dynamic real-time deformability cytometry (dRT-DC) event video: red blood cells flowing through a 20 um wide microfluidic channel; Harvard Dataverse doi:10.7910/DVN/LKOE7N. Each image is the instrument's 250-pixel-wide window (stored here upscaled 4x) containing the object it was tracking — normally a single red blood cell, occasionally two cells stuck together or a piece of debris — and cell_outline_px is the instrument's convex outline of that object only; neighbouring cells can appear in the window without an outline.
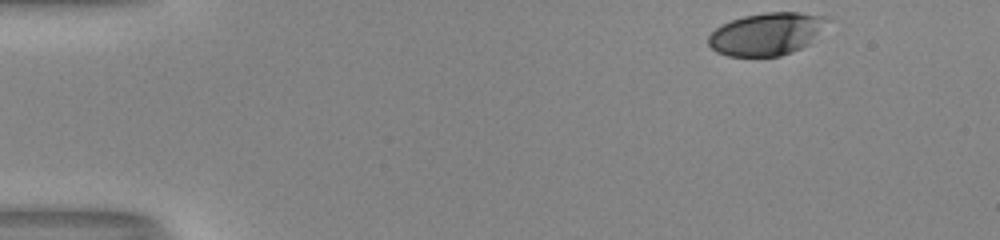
{"species": "human", "species_latin": "Homo sapiens", "temperature_condition": "room temperature", "stored_images_in_passage": 42, "camera_frame_rate_fps": 3000, "um_per_image_px": 0.085, "donor": {"sex": "male"}, "frame": {"image": 1, "passage_image": 1, "time_ms": 0.0, "image_size_px": [1000, 240], "cell_outline_px": [[828, 20], [808, 44], [792, 52], [780, 56], [728, 56], [716, 52], [708, 44], [708, 36], [716, 28], [732, 20], [744, 16], [764, 12], [800, 12], [828, 16]], "centroid_in_image_um": [65.13, 2.88], "position_along_channel_um": 19.9, "area_um2": 29.19}}
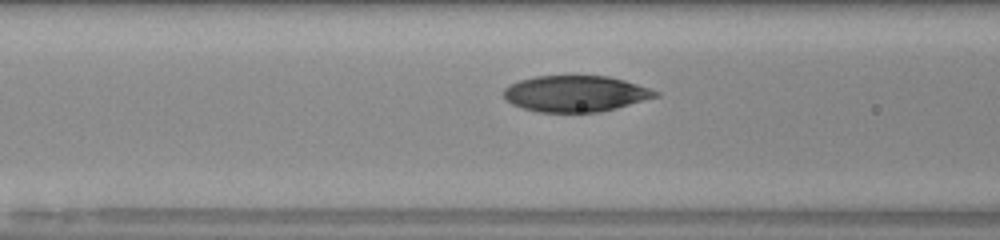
{"frame": {"image": 2, "passage_image": 17, "time_ms": 5.333, "image_size_px": [1000, 240], "cell_outline_px": [[660, 96], [616, 108], [600, 112], [536, 112], [512, 104], [504, 96], [504, 88], [520, 80], [536, 76], [608, 76], [624, 80], [660, 92]], "centroid_in_image_um": [48.94, 7.96], "position_along_channel_um": 117.7, "area_um2": 31.79}}
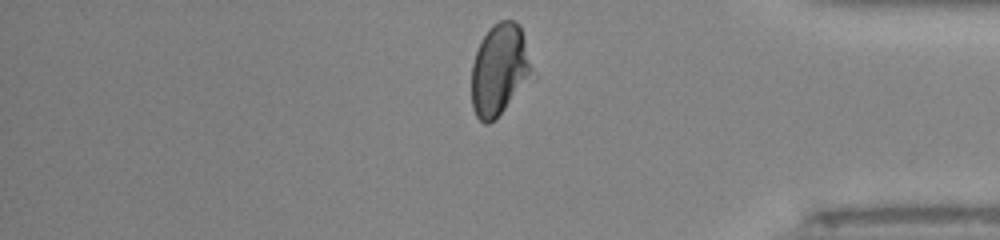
{"frame": {"image": 3, "passage_image": 39, "time_ms": 12.667, "image_size_px": [1000, 240], "cell_outline_px": [[536, 80], [488, 124], [484, 124], [476, 116], [472, 108], [472, 64], [476, 52], [488, 28], [492, 24], [500, 20], [516, 20], [520, 24], [524, 36], [536, 76]], "centroid_in_image_um": [42.53, 5.93], "position_along_channel_um": 392.7, "area_um2": 33.29}, "authors_computed_cell_mechanics": {"area_um2": 32.8304, "velocity_mm_per_s": 4.0465, "shape_relaxation_time_tau1_ms": 4.4645, "shape_relaxation_time_tau2_ms": 1.6169, "deformation_change_tau1": 0.1628, "deformation_change_tau2": 0.0511}}